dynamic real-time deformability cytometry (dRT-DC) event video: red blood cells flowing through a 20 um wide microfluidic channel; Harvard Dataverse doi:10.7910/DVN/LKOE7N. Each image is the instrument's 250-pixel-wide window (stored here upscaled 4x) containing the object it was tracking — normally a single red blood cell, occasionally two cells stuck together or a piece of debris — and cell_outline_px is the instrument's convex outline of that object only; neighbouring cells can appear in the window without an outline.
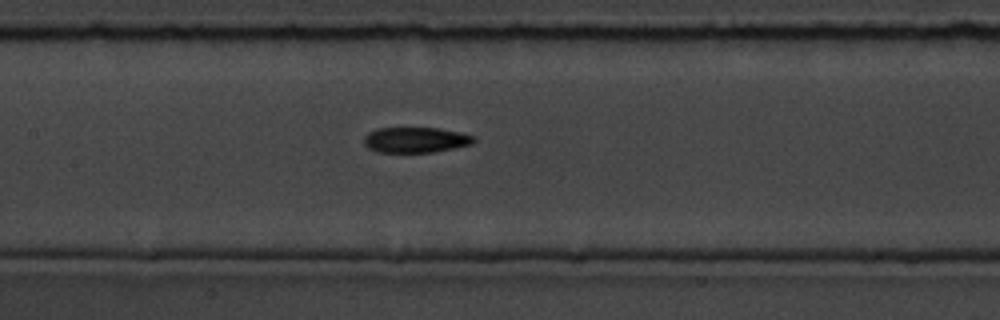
{"species": "common noctule bat (a hibernating species)", "species_latin": "Nyctalus noctula", "temperature_condition": "room temperature", "stored_images_in_passage": 8, "camera_frame_rate_fps": 3000, "um_per_image_px": 0.085, "animal": {"sex": "male", "body_mass_g": 19.5, "forearm_length_mm": 54.6}, "frame": {"image": 1, "passage_image": 8, "time_ms": 2.333, "image_size_px": [1000, 320], "cell_outline_px": [[476, 140], [472, 144], [432, 152], [376, 152], [368, 148], [364, 144], [364, 136], [368, 132], [376, 128], [440, 128], [460, 132], [476, 136]], "centroid_in_image_um": [35.32, 11.88], "position_along_channel_um": 172.1, "area_um2": 16.42}}